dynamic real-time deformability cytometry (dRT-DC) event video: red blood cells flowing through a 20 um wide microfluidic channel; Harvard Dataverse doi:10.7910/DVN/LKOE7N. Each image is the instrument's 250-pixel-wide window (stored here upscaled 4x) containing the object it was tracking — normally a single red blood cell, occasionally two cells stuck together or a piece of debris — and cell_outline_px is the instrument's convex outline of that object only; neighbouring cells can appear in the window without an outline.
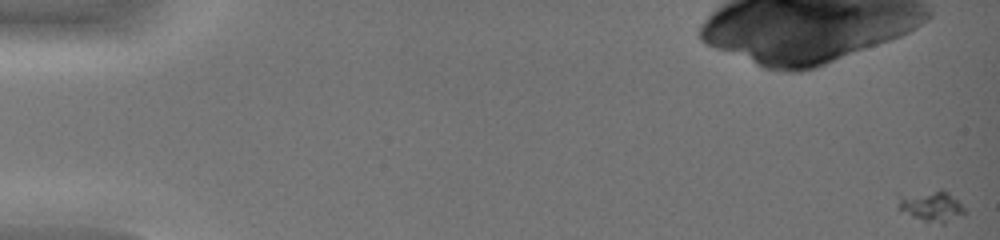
{"species": "common noctule bat (a hibernating species)", "species_latin": "Nyctalus noctula", "temperature_condition": "warm", "stored_images_in_passage": 42, "camera_frame_rate_fps": 3000, "um_per_image_px": 0.085, "animal": {"sex": "female", "body_mass_g": 19.0, "forearm_length_mm": 51.5}, "frame": {"image": 1, "passage_image": 1, "time_ms": 0.0, "image_size_px": [1000, 240], "cell_outline_px": [[968, 212], [944, 224], [940, 224], [924, 220], [912, 216], [896, 208], [896, 192], [940, 188], [944, 188]], "centroid_in_image_um": [79.05, 17.44], "position_along_channel_um": 5.9, "area_um2": 12.83}}